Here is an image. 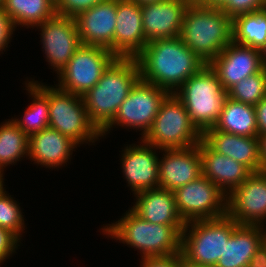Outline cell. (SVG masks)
Wrapping results in <instances>:
<instances>
[{"instance_id": "obj_1", "label": "cell", "mask_w": 266, "mask_h": 267, "mask_svg": "<svg viewBox=\"0 0 266 267\" xmlns=\"http://www.w3.org/2000/svg\"><path fill=\"white\" fill-rule=\"evenodd\" d=\"M135 59L140 79L172 94L206 64L180 37L150 41Z\"/></svg>"}, {"instance_id": "obj_2", "label": "cell", "mask_w": 266, "mask_h": 267, "mask_svg": "<svg viewBox=\"0 0 266 267\" xmlns=\"http://www.w3.org/2000/svg\"><path fill=\"white\" fill-rule=\"evenodd\" d=\"M139 79L140 70L135 58H116L97 84L82 96L88 117L100 133L113 121Z\"/></svg>"}, {"instance_id": "obj_3", "label": "cell", "mask_w": 266, "mask_h": 267, "mask_svg": "<svg viewBox=\"0 0 266 267\" xmlns=\"http://www.w3.org/2000/svg\"><path fill=\"white\" fill-rule=\"evenodd\" d=\"M108 225V226H107ZM103 226L102 233L138 249L142 258L166 257L181 253L185 225H163L147 222L132 209L120 220Z\"/></svg>"}, {"instance_id": "obj_4", "label": "cell", "mask_w": 266, "mask_h": 267, "mask_svg": "<svg viewBox=\"0 0 266 267\" xmlns=\"http://www.w3.org/2000/svg\"><path fill=\"white\" fill-rule=\"evenodd\" d=\"M179 37L209 64L232 42V18L222 8L191 2L185 11Z\"/></svg>"}, {"instance_id": "obj_5", "label": "cell", "mask_w": 266, "mask_h": 267, "mask_svg": "<svg viewBox=\"0 0 266 267\" xmlns=\"http://www.w3.org/2000/svg\"><path fill=\"white\" fill-rule=\"evenodd\" d=\"M173 94L183 103L191 121L202 134L217 124L228 97L209 64H205Z\"/></svg>"}, {"instance_id": "obj_6", "label": "cell", "mask_w": 266, "mask_h": 267, "mask_svg": "<svg viewBox=\"0 0 266 267\" xmlns=\"http://www.w3.org/2000/svg\"><path fill=\"white\" fill-rule=\"evenodd\" d=\"M31 82L48 98L49 127L66 135L78 146L95 143L101 133L91 123L82 96L65 92L57 88Z\"/></svg>"}, {"instance_id": "obj_7", "label": "cell", "mask_w": 266, "mask_h": 267, "mask_svg": "<svg viewBox=\"0 0 266 267\" xmlns=\"http://www.w3.org/2000/svg\"><path fill=\"white\" fill-rule=\"evenodd\" d=\"M238 224L227 214L214 219L192 221L182 231L181 254L186 263L215 267L225 242Z\"/></svg>"}, {"instance_id": "obj_8", "label": "cell", "mask_w": 266, "mask_h": 267, "mask_svg": "<svg viewBox=\"0 0 266 267\" xmlns=\"http://www.w3.org/2000/svg\"><path fill=\"white\" fill-rule=\"evenodd\" d=\"M158 149L188 148L199 144L202 133L191 121L183 103L169 93L147 134L141 138Z\"/></svg>"}, {"instance_id": "obj_9", "label": "cell", "mask_w": 266, "mask_h": 267, "mask_svg": "<svg viewBox=\"0 0 266 267\" xmlns=\"http://www.w3.org/2000/svg\"><path fill=\"white\" fill-rule=\"evenodd\" d=\"M117 57L101 46L81 45L57 75L62 91L83 96L93 88Z\"/></svg>"}, {"instance_id": "obj_10", "label": "cell", "mask_w": 266, "mask_h": 267, "mask_svg": "<svg viewBox=\"0 0 266 267\" xmlns=\"http://www.w3.org/2000/svg\"><path fill=\"white\" fill-rule=\"evenodd\" d=\"M168 94L163 88L139 79L120 105L113 121L101 132V138L110 133L116 125L142 131L140 139L143 138L150 130L160 104Z\"/></svg>"}, {"instance_id": "obj_11", "label": "cell", "mask_w": 266, "mask_h": 267, "mask_svg": "<svg viewBox=\"0 0 266 267\" xmlns=\"http://www.w3.org/2000/svg\"><path fill=\"white\" fill-rule=\"evenodd\" d=\"M173 192L177 211L185 224L226 215V194L204 175Z\"/></svg>"}, {"instance_id": "obj_12", "label": "cell", "mask_w": 266, "mask_h": 267, "mask_svg": "<svg viewBox=\"0 0 266 267\" xmlns=\"http://www.w3.org/2000/svg\"><path fill=\"white\" fill-rule=\"evenodd\" d=\"M226 214L238 225L265 226L266 171L252 173L227 195Z\"/></svg>"}, {"instance_id": "obj_13", "label": "cell", "mask_w": 266, "mask_h": 267, "mask_svg": "<svg viewBox=\"0 0 266 267\" xmlns=\"http://www.w3.org/2000/svg\"><path fill=\"white\" fill-rule=\"evenodd\" d=\"M35 27L41 29L44 56L58 74L82 45L76 21L72 17L55 14Z\"/></svg>"}, {"instance_id": "obj_14", "label": "cell", "mask_w": 266, "mask_h": 267, "mask_svg": "<svg viewBox=\"0 0 266 267\" xmlns=\"http://www.w3.org/2000/svg\"><path fill=\"white\" fill-rule=\"evenodd\" d=\"M132 145V146H131ZM127 145L122 151L121 164L123 174L133 194L159 188V156L153 145L142 139L139 145Z\"/></svg>"}, {"instance_id": "obj_15", "label": "cell", "mask_w": 266, "mask_h": 267, "mask_svg": "<svg viewBox=\"0 0 266 267\" xmlns=\"http://www.w3.org/2000/svg\"><path fill=\"white\" fill-rule=\"evenodd\" d=\"M209 65L216 72L226 91L242 79L263 69L259 49L243 46L233 41Z\"/></svg>"}, {"instance_id": "obj_16", "label": "cell", "mask_w": 266, "mask_h": 267, "mask_svg": "<svg viewBox=\"0 0 266 267\" xmlns=\"http://www.w3.org/2000/svg\"><path fill=\"white\" fill-rule=\"evenodd\" d=\"M146 44L141 6L132 0H117L113 54L117 58H136Z\"/></svg>"}, {"instance_id": "obj_17", "label": "cell", "mask_w": 266, "mask_h": 267, "mask_svg": "<svg viewBox=\"0 0 266 267\" xmlns=\"http://www.w3.org/2000/svg\"><path fill=\"white\" fill-rule=\"evenodd\" d=\"M161 151L164 153L158 162L159 188L175 191L202 175L199 144Z\"/></svg>"}, {"instance_id": "obj_18", "label": "cell", "mask_w": 266, "mask_h": 267, "mask_svg": "<svg viewBox=\"0 0 266 267\" xmlns=\"http://www.w3.org/2000/svg\"><path fill=\"white\" fill-rule=\"evenodd\" d=\"M190 0H164L141 5L142 25L147 43L180 36Z\"/></svg>"}, {"instance_id": "obj_19", "label": "cell", "mask_w": 266, "mask_h": 267, "mask_svg": "<svg viewBox=\"0 0 266 267\" xmlns=\"http://www.w3.org/2000/svg\"><path fill=\"white\" fill-rule=\"evenodd\" d=\"M117 0H105L74 19L82 45L101 46L113 53Z\"/></svg>"}, {"instance_id": "obj_20", "label": "cell", "mask_w": 266, "mask_h": 267, "mask_svg": "<svg viewBox=\"0 0 266 267\" xmlns=\"http://www.w3.org/2000/svg\"><path fill=\"white\" fill-rule=\"evenodd\" d=\"M202 175L226 196L252 174L243 164L214 151L203 139L199 142Z\"/></svg>"}, {"instance_id": "obj_21", "label": "cell", "mask_w": 266, "mask_h": 267, "mask_svg": "<svg viewBox=\"0 0 266 267\" xmlns=\"http://www.w3.org/2000/svg\"><path fill=\"white\" fill-rule=\"evenodd\" d=\"M79 147L66 135L47 127L29 136L28 159L46 168H56L70 160L73 150Z\"/></svg>"}, {"instance_id": "obj_22", "label": "cell", "mask_w": 266, "mask_h": 267, "mask_svg": "<svg viewBox=\"0 0 266 267\" xmlns=\"http://www.w3.org/2000/svg\"><path fill=\"white\" fill-rule=\"evenodd\" d=\"M202 139L214 151L245 165L252 173L261 171L258 137L224 133L213 127L202 134Z\"/></svg>"}, {"instance_id": "obj_23", "label": "cell", "mask_w": 266, "mask_h": 267, "mask_svg": "<svg viewBox=\"0 0 266 267\" xmlns=\"http://www.w3.org/2000/svg\"><path fill=\"white\" fill-rule=\"evenodd\" d=\"M131 209L147 222L163 225H185L180 217L173 191L156 188L134 195Z\"/></svg>"}, {"instance_id": "obj_24", "label": "cell", "mask_w": 266, "mask_h": 267, "mask_svg": "<svg viewBox=\"0 0 266 267\" xmlns=\"http://www.w3.org/2000/svg\"><path fill=\"white\" fill-rule=\"evenodd\" d=\"M264 226L238 225L225 242L223 255L215 267H247L251 257L263 243Z\"/></svg>"}, {"instance_id": "obj_25", "label": "cell", "mask_w": 266, "mask_h": 267, "mask_svg": "<svg viewBox=\"0 0 266 267\" xmlns=\"http://www.w3.org/2000/svg\"><path fill=\"white\" fill-rule=\"evenodd\" d=\"M214 128L224 133L258 137L254 106L227 97Z\"/></svg>"}, {"instance_id": "obj_26", "label": "cell", "mask_w": 266, "mask_h": 267, "mask_svg": "<svg viewBox=\"0 0 266 267\" xmlns=\"http://www.w3.org/2000/svg\"><path fill=\"white\" fill-rule=\"evenodd\" d=\"M2 7L16 27L35 28L56 14L53 0H4Z\"/></svg>"}, {"instance_id": "obj_27", "label": "cell", "mask_w": 266, "mask_h": 267, "mask_svg": "<svg viewBox=\"0 0 266 267\" xmlns=\"http://www.w3.org/2000/svg\"><path fill=\"white\" fill-rule=\"evenodd\" d=\"M232 41L260 50L266 44V7L233 17Z\"/></svg>"}, {"instance_id": "obj_28", "label": "cell", "mask_w": 266, "mask_h": 267, "mask_svg": "<svg viewBox=\"0 0 266 267\" xmlns=\"http://www.w3.org/2000/svg\"><path fill=\"white\" fill-rule=\"evenodd\" d=\"M0 125V175L4 168L23 157L28 158L29 136L24 133L12 118ZM6 166V167H5Z\"/></svg>"}, {"instance_id": "obj_29", "label": "cell", "mask_w": 266, "mask_h": 267, "mask_svg": "<svg viewBox=\"0 0 266 267\" xmlns=\"http://www.w3.org/2000/svg\"><path fill=\"white\" fill-rule=\"evenodd\" d=\"M25 87L31 99L30 105L25 110L23 118H14L12 121L28 136L49 127L48 98L31 82H25Z\"/></svg>"}, {"instance_id": "obj_30", "label": "cell", "mask_w": 266, "mask_h": 267, "mask_svg": "<svg viewBox=\"0 0 266 267\" xmlns=\"http://www.w3.org/2000/svg\"><path fill=\"white\" fill-rule=\"evenodd\" d=\"M227 95L234 101L255 106L266 97V69L242 79L227 91Z\"/></svg>"}, {"instance_id": "obj_31", "label": "cell", "mask_w": 266, "mask_h": 267, "mask_svg": "<svg viewBox=\"0 0 266 267\" xmlns=\"http://www.w3.org/2000/svg\"><path fill=\"white\" fill-rule=\"evenodd\" d=\"M6 189L0 191V227L8 229L21 239L25 230L24 215L16 200L7 194Z\"/></svg>"}, {"instance_id": "obj_32", "label": "cell", "mask_w": 266, "mask_h": 267, "mask_svg": "<svg viewBox=\"0 0 266 267\" xmlns=\"http://www.w3.org/2000/svg\"><path fill=\"white\" fill-rule=\"evenodd\" d=\"M103 1L105 0H58L56 2V14L75 18L81 12Z\"/></svg>"}, {"instance_id": "obj_33", "label": "cell", "mask_w": 266, "mask_h": 267, "mask_svg": "<svg viewBox=\"0 0 266 267\" xmlns=\"http://www.w3.org/2000/svg\"><path fill=\"white\" fill-rule=\"evenodd\" d=\"M266 0H230L222 10L231 18L264 8Z\"/></svg>"}, {"instance_id": "obj_34", "label": "cell", "mask_w": 266, "mask_h": 267, "mask_svg": "<svg viewBox=\"0 0 266 267\" xmlns=\"http://www.w3.org/2000/svg\"><path fill=\"white\" fill-rule=\"evenodd\" d=\"M20 239L8 229L0 227V265L18 249Z\"/></svg>"}, {"instance_id": "obj_35", "label": "cell", "mask_w": 266, "mask_h": 267, "mask_svg": "<svg viewBox=\"0 0 266 267\" xmlns=\"http://www.w3.org/2000/svg\"><path fill=\"white\" fill-rule=\"evenodd\" d=\"M16 26L9 14L0 6V52L8 47ZM1 54V53H0Z\"/></svg>"}, {"instance_id": "obj_36", "label": "cell", "mask_w": 266, "mask_h": 267, "mask_svg": "<svg viewBox=\"0 0 266 267\" xmlns=\"http://www.w3.org/2000/svg\"><path fill=\"white\" fill-rule=\"evenodd\" d=\"M140 267H182V254L166 256V257H147L142 258Z\"/></svg>"}, {"instance_id": "obj_37", "label": "cell", "mask_w": 266, "mask_h": 267, "mask_svg": "<svg viewBox=\"0 0 266 267\" xmlns=\"http://www.w3.org/2000/svg\"><path fill=\"white\" fill-rule=\"evenodd\" d=\"M258 136L266 133V97L255 106Z\"/></svg>"}, {"instance_id": "obj_38", "label": "cell", "mask_w": 266, "mask_h": 267, "mask_svg": "<svg viewBox=\"0 0 266 267\" xmlns=\"http://www.w3.org/2000/svg\"><path fill=\"white\" fill-rule=\"evenodd\" d=\"M247 267H266V246L264 243L260 245L251 257Z\"/></svg>"}, {"instance_id": "obj_39", "label": "cell", "mask_w": 266, "mask_h": 267, "mask_svg": "<svg viewBox=\"0 0 266 267\" xmlns=\"http://www.w3.org/2000/svg\"><path fill=\"white\" fill-rule=\"evenodd\" d=\"M261 171H266V133L258 136Z\"/></svg>"}, {"instance_id": "obj_40", "label": "cell", "mask_w": 266, "mask_h": 267, "mask_svg": "<svg viewBox=\"0 0 266 267\" xmlns=\"http://www.w3.org/2000/svg\"><path fill=\"white\" fill-rule=\"evenodd\" d=\"M191 2H197L207 6H214L217 8H223L230 0H190Z\"/></svg>"}, {"instance_id": "obj_41", "label": "cell", "mask_w": 266, "mask_h": 267, "mask_svg": "<svg viewBox=\"0 0 266 267\" xmlns=\"http://www.w3.org/2000/svg\"><path fill=\"white\" fill-rule=\"evenodd\" d=\"M134 2H136L138 5H147V4H151V3H158L160 1H164V0H132Z\"/></svg>"}, {"instance_id": "obj_42", "label": "cell", "mask_w": 266, "mask_h": 267, "mask_svg": "<svg viewBox=\"0 0 266 267\" xmlns=\"http://www.w3.org/2000/svg\"><path fill=\"white\" fill-rule=\"evenodd\" d=\"M263 68L266 69V44L260 49Z\"/></svg>"}, {"instance_id": "obj_43", "label": "cell", "mask_w": 266, "mask_h": 267, "mask_svg": "<svg viewBox=\"0 0 266 267\" xmlns=\"http://www.w3.org/2000/svg\"><path fill=\"white\" fill-rule=\"evenodd\" d=\"M182 267H206V266H197V265H193V264H190V263H186L183 259V265Z\"/></svg>"}, {"instance_id": "obj_44", "label": "cell", "mask_w": 266, "mask_h": 267, "mask_svg": "<svg viewBox=\"0 0 266 267\" xmlns=\"http://www.w3.org/2000/svg\"><path fill=\"white\" fill-rule=\"evenodd\" d=\"M3 176H4V175H0V191H1L3 188H5V187H3V186H5ZM3 184H4V185H3Z\"/></svg>"}, {"instance_id": "obj_45", "label": "cell", "mask_w": 266, "mask_h": 267, "mask_svg": "<svg viewBox=\"0 0 266 267\" xmlns=\"http://www.w3.org/2000/svg\"><path fill=\"white\" fill-rule=\"evenodd\" d=\"M263 243H264L265 246H266V228H265V231H264Z\"/></svg>"}, {"instance_id": "obj_46", "label": "cell", "mask_w": 266, "mask_h": 267, "mask_svg": "<svg viewBox=\"0 0 266 267\" xmlns=\"http://www.w3.org/2000/svg\"><path fill=\"white\" fill-rule=\"evenodd\" d=\"M4 0H0V6H2Z\"/></svg>"}]
</instances>
